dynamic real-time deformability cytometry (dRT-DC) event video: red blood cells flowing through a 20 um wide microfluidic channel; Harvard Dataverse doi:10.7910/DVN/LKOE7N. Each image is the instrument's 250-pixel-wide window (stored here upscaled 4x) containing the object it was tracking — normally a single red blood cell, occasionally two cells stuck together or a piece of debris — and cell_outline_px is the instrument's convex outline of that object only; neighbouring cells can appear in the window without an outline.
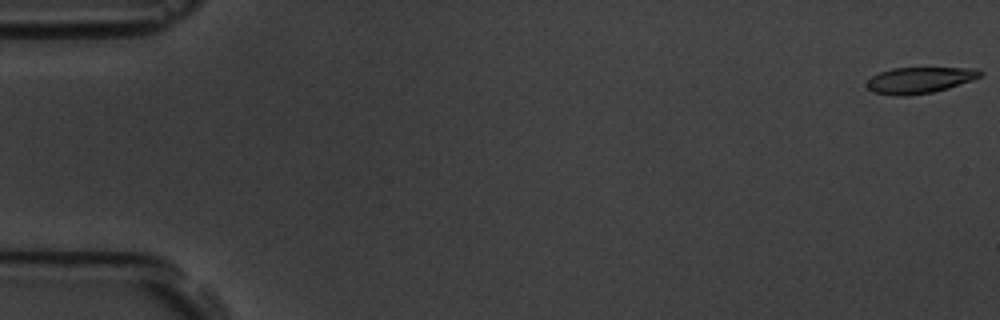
{"species": "common noctule bat (a hibernating species)", "species_latin": "Nyctalus noctula", "temperature_condition": "room temperature", "stored_images_in_passage": 5, "camera_frame_rate_fps": 3000, "um_per_image_px": 0.085, "animal": {"sex": "male", "body_mass_g": 19.5, "forearm_length_mm": 54.6}, "frame": {"image": 1, "passage_image": 1, "time_ms": 0.0, "image_size_px": [1000, 320], "cell_outline_px": [[984, 72], [980, 76], [972, 80], [948, 88], [932, 92], [908, 96], [896, 96], [872, 92], [864, 84], [872, 76], [880, 72], [892, 68], [976, 68]], "centroid_in_image_um": [78.13, 6.82], "position_along_channel_um": 6.9, "area_um2": 17.34}}
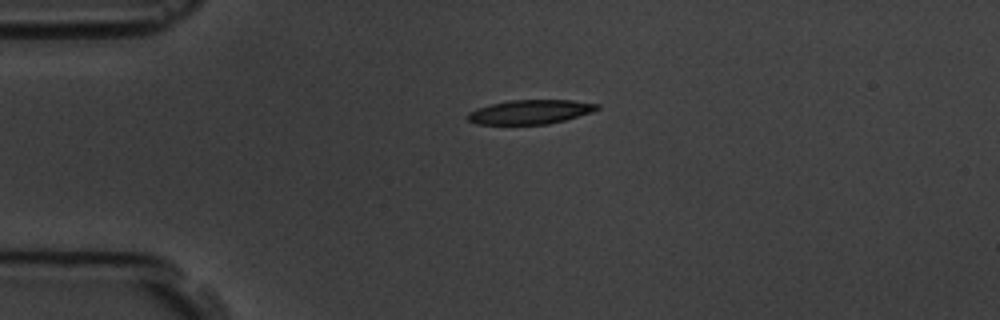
{"frame": {"image": 2, "passage_image": 4, "time_ms": 4.333, "image_size_px": [1000, 320], "cell_outline_px": [[600, 108], [592, 112], [564, 120], [548, 124], [476, 124], [468, 120], [468, 112], [476, 108], [508, 100], [572, 100], [600, 104]], "centroid_in_image_um": [45.08, 9.51], "position_along_channel_um": 39.9, "area_um2": 18.21}}